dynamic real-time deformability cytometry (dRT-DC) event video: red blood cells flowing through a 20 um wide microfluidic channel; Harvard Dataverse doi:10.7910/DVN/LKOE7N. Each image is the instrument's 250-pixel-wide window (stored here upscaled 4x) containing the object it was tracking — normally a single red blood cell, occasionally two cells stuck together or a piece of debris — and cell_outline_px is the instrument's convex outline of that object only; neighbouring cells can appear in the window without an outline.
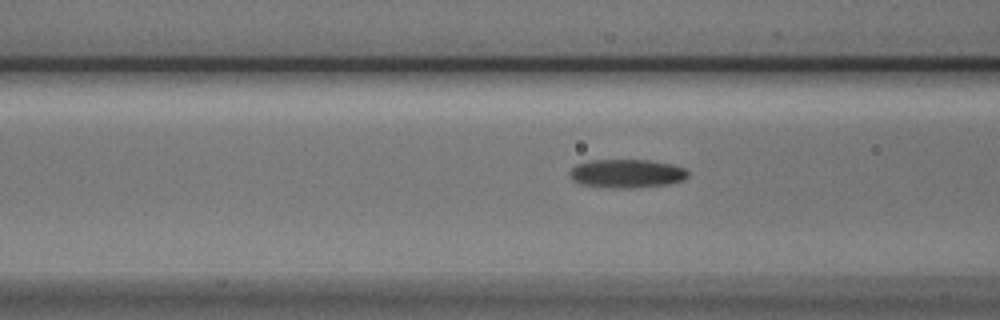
{"species": "Egyptian fruit bat (a non-hibernating species)", "species_latin": "Rousettus aegyptiacus", "temperature_condition": "cold", "stored_images_in_passage": 9, "camera_frame_rate_fps": 3000, "um_per_image_px": 0.085, "animal": {"sex": "male"}, "frame": {"image": 1, "passage_image": 7, "time_ms": 2.0, "image_size_px": [1000, 320], "cell_outline_px": [[688, 176], [684, 180], [668, 184], [632, 188], [608, 188], [580, 184], [572, 180], [568, 172], [576, 164], [592, 160], [648, 160], [672, 164], [684, 168], [688, 172]], "centroid_in_image_um": [53.25, 14.75], "position_along_channel_um": 113.3, "area_um2": 19.83}}